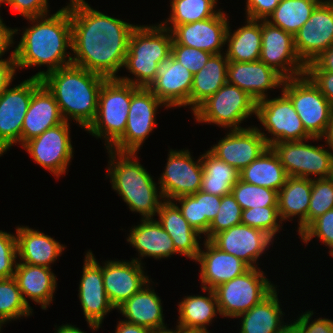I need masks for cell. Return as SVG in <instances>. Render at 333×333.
Masks as SVG:
<instances>
[{"mask_svg":"<svg viewBox=\"0 0 333 333\" xmlns=\"http://www.w3.org/2000/svg\"><path fill=\"white\" fill-rule=\"evenodd\" d=\"M72 65L110 78L124 66L131 32L137 25L107 16L85 0H70Z\"/></svg>","mask_w":333,"mask_h":333,"instance_id":"obj_1","label":"cell"},{"mask_svg":"<svg viewBox=\"0 0 333 333\" xmlns=\"http://www.w3.org/2000/svg\"><path fill=\"white\" fill-rule=\"evenodd\" d=\"M27 18L33 26L25 28L22 38L15 50L16 67L27 68L31 66L47 65V71H40L34 75L42 78L59 68L72 64V56L66 52L72 47V24L70 8L65 6L55 14ZM47 17V18H46ZM40 19V20H39ZM38 20V21H37ZM36 22V24H34Z\"/></svg>","mask_w":333,"mask_h":333,"instance_id":"obj_2","label":"cell"},{"mask_svg":"<svg viewBox=\"0 0 333 333\" xmlns=\"http://www.w3.org/2000/svg\"><path fill=\"white\" fill-rule=\"evenodd\" d=\"M106 79L72 64L46 73L41 78L54 95L63 119L68 122L72 118L84 129L96 117L99 93Z\"/></svg>","mask_w":333,"mask_h":333,"instance_id":"obj_3","label":"cell"},{"mask_svg":"<svg viewBox=\"0 0 333 333\" xmlns=\"http://www.w3.org/2000/svg\"><path fill=\"white\" fill-rule=\"evenodd\" d=\"M107 150L111 158L107 171L112 188L122 197L131 211L138 212L143 219L153 218L160 209L164 197L161 191H158L151 175L138 162L137 153Z\"/></svg>","mask_w":333,"mask_h":333,"instance_id":"obj_4","label":"cell"},{"mask_svg":"<svg viewBox=\"0 0 333 333\" xmlns=\"http://www.w3.org/2000/svg\"><path fill=\"white\" fill-rule=\"evenodd\" d=\"M172 43L171 31L161 24L137 25L131 32L123 66L136 78L118 79L137 87L148 88L156 79L160 66L170 58Z\"/></svg>","mask_w":333,"mask_h":333,"instance_id":"obj_5","label":"cell"},{"mask_svg":"<svg viewBox=\"0 0 333 333\" xmlns=\"http://www.w3.org/2000/svg\"><path fill=\"white\" fill-rule=\"evenodd\" d=\"M139 88L118 78L106 79L101 86L96 117L86 130L96 138H105L106 149L123 136L131 96Z\"/></svg>","mask_w":333,"mask_h":333,"instance_id":"obj_6","label":"cell"},{"mask_svg":"<svg viewBox=\"0 0 333 333\" xmlns=\"http://www.w3.org/2000/svg\"><path fill=\"white\" fill-rule=\"evenodd\" d=\"M274 289V285L264 276V272L254 267L213 290L220 315L236 318L261 302Z\"/></svg>","mask_w":333,"mask_h":333,"instance_id":"obj_7","label":"cell"},{"mask_svg":"<svg viewBox=\"0 0 333 333\" xmlns=\"http://www.w3.org/2000/svg\"><path fill=\"white\" fill-rule=\"evenodd\" d=\"M256 103L247 92L226 82L192 113L198 122L239 130L244 129L239 126L243 120L256 114Z\"/></svg>","mask_w":333,"mask_h":333,"instance_id":"obj_8","label":"cell"},{"mask_svg":"<svg viewBox=\"0 0 333 333\" xmlns=\"http://www.w3.org/2000/svg\"><path fill=\"white\" fill-rule=\"evenodd\" d=\"M282 92L290 99L305 130L321 137L333 116V105L306 75L285 79Z\"/></svg>","mask_w":333,"mask_h":333,"instance_id":"obj_9","label":"cell"},{"mask_svg":"<svg viewBox=\"0 0 333 333\" xmlns=\"http://www.w3.org/2000/svg\"><path fill=\"white\" fill-rule=\"evenodd\" d=\"M267 99H261L256 103L255 115L273 137L268 138L261 132L269 147L273 143L286 141L321 140L320 137H312L305 130L292 102L283 92L277 98Z\"/></svg>","mask_w":333,"mask_h":333,"instance_id":"obj_10","label":"cell"},{"mask_svg":"<svg viewBox=\"0 0 333 333\" xmlns=\"http://www.w3.org/2000/svg\"><path fill=\"white\" fill-rule=\"evenodd\" d=\"M277 154L286 174L291 177H333V152L323 146H313L301 141L273 143L270 146Z\"/></svg>","mask_w":333,"mask_h":333,"instance_id":"obj_11","label":"cell"},{"mask_svg":"<svg viewBox=\"0 0 333 333\" xmlns=\"http://www.w3.org/2000/svg\"><path fill=\"white\" fill-rule=\"evenodd\" d=\"M41 84L40 78L32 76L14 88L7 87L0 95V156L21 142L24 117L33 92Z\"/></svg>","mask_w":333,"mask_h":333,"instance_id":"obj_12","label":"cell"},{"mask_svg":"<svg viewBox=\"0 0 333 333\" xmlns=\"http://www.w3.org/2000/svg\"><path fill=\"white\" fill-rule=\"evenodd\" d=\"M161 105L165 106L148 88L140 87L131 96L124 134L110 149L136 153L153 131L156 111Z\"/></svg>","mask_w":333,"mask_h":333,"instance_id":"obj_13","label":"cell"},{"mask_svg":"<svg viewBox=\"0 0 333 333\" xmlns=\"http://www.w3.org/2000/svg\"><path fill=\"white\" fill-rule=\"evenodd\" d=\"M69 126V122L64 121L22 145L37 164L57 178L66 172L73 157Z\"/></svg>","mask_w":333,"mask_h":333,"instance_id":"obj_14","label":"cell"},{"mask_svg":"<svg viewBox=\"0 0 333 333\" xmlns=\"http://www.w3.org/2000/svg\"><path fill=\"white\" fill-rule=\"evenodd\" d=\"M260 61L274 69L284 79L305 74L306 65L298 57L294 36L262 20Z\"/></svg>","mask_w":333,"mask_h":333,"instance_id":"obj_15","label":"cell"},{"mask_svg":"<svg viewBox=\"0 0 333 333\" xmlns=\"http://www.w3.org/2000/svg\"><path fill=\"white\" fill-rule=\"evenodd\" d=\"M333 45V0L321 1L294 35V47L307 65Z\"/></svg>","mask_w":333,"mask_h":333,"instance_id":"obj_16","label":"cell"},{"mask_svg":"<svg viewBox=\"0 0 333 333\" xmlns=\"http://www.w3.org/2000/svg\"><path fill=\"white\" fill-rule=\"evenodd\" d=\"M165 171L159 178L164 200L173 201L184 195L197 193L201 189V157L194 162L189 150H170Z\"/></svg>","mask_w":333,"mask_h":333,"instance_id":"obj_17","label":"cell"},{"mask_svg":"<svg viewBox=\"0 0 333 333\" xmlns=\"http://www.w3.org/2000/svg\"><path fill=\"white\" fill-rule=\"evenodd\" d=\"M85 256L78 295L89 327L97 330L104 316L115 308L105 293L102 266L96 261L91 251H88Z\"/></svg>","mask_w":333,"mask_h":333,"instance_id":"obj_18","label":"cell"},{"mask_svg":"<svg viewBox=\"0 0 333 333\" xmlns=\"http://www.w3.org/2000/svg\"><path fill=\"white\" fill-rule=\"evenodd\" d=\"M269 145L257 127L231 130L209 150L239 172L258 158Z\"/></svg>","mask_w":333,"mask_h":333,"instance_id":"obj_19","label":"cell"},{"mask_svg":"<svg viewBox=\"0 0 333 333\" xmlns=\"http://www.w3.org/2000/svg\"><path fill=\"white\" fill-rule=\"evenodd\" d=\"M219 12L211 18L176 26L172 31L173 43L210 52L221 53L226 44L229 27L227 15Z\"/></svg>","mask_w":333,"mask_h":333,"instance_id":"obj_20","label":"cell"},{"mask_svg":"<svg viewBox=\"0 0 333 333\" xmlns=\"http://www.w3.org/2000/svg\"><path fill=\"white\" fill-rule=\"evenodd\" d=\"M272 239L260 229L238 224L218 232L210 241L220 250L240 258L254 268L258 258L266 248H269Z\"/></svg>","mask_w":333,"mask_h":333,"instance_id":"obj_21","label":"cell"},{"mask_svg":"<svg viewBox=\"0 0 333 333\" xmlns=\"http://www.w3.org/2000/svg\"><path fill=\"white\" fill-rule=\"evenodd\" d=\"M106 261L102 267L105 293L110 303L117 309L126 300L136 294L146 283H150L144 275L141 260Z\"/></svg>","mask_w":333,"mask_h":333,"instance_id":"obj_22","label":"cell"},{"mask_svg":"<svg viewBox=\"0 0 333 333\" xmlns=\"http://www.w3.org/2000/svg\"><path fill=\"white\" fill-rule=\"evenodd\" d=\"M194 74L172 56L159 68L156 79L148 89L166 106H190Z\"/></svg>","mask_w":333,"mask_h":333,"instance_id":"obj_23","label":"cell"},{"mask_svg":"<svg viewBox=\"0 0 333 333\" xmlns=\"http://www.w3.org/2000/svg\"><path fill=\"white\" fill-rule=\"evenodd\" d=\"M284 78L264 62L229 61L227 82L247 92L255 101L267 98L265 91L283 85Z\"/></svg>","mask_w":333,"mask_h":333,"instance_id":"obj_24","label":"cell"},{"mask_svg":"<svg viewBox=\"0 0 333 333\" xmlns=\"http://www.w3.org/2000/svg\"><path fill=\"white\" fill-rule=\"evenodd\" d=\"M204 240L206 252L200 250L195 261L200 263L202 288L213 290L218 285L244 274L251 268L240 258L217 248L210 240L206 238Z\"/></svg>","mask_w":333,"mask_h":333,"instance_id":"obj_25","label":"cell"},{"mask_svg":"<svg viewBox=\"0 0 333 333\" xmlns=\"http://www.w3.org/2000/svg\"><path fill=\"white\" fill-rule=\"evenodd\" d=\"M64 121L54 95L42 83L32 94L22 125L20 144L23 145Z\"/></svg>","mask_w":333,"mask_h":333,"instance_id":"obj_26","label":"cell"},{"mask_svg":"<svg viewBox=\"0 0 333 333\" xmlns=\"http://www.w3.org/2000/svg\"><path fill=\"white\" fill-rule=\"evenodd\" d=\"M157 214L158 222L173 240L176 253L196 261L201 250L197 237L201 239V234L183 217L174 201L163 200Z\"/></svg>","mask_w":333,"mask_h":333,"instance_id":"obj_27","label":"cell"},{"mask_svg":"<svg viewBox=\"0 0 333 333\" xmlns=\"http://www.w3.org/2000/svg\"><path fill=\"white\" fill-rule=\"evenodd\" d=\"M17 256L20 263L51 268L65 246L52 237L29 227L16 228Z\"/></svg>","mask_w":333,"mask_h":333,"instance_id":"obj_28","label":"cell"},{"mask_svg":"<svg viewBox=\"0 0 333 333\" xmlns=\"http://www.w3.org/2000/svg\"><path fill=\"white\" fill-rule=\"evenodd\" d=\"M161 305L160 297L146 283L145 287L143 286L130 299L120 305L117 310L126 317L124 321L156 332L167 329V326L163 323L164 317Z\"/></svg>","mask_w":333,"mask_h":333,"instance_id":"obj_29","label":"cell"},{"mask_svg":"<svg viewBox=\"0 0 333 333\" xmlns=\"http://www.w3.org/2000/svg\"><path fill=\"white\" fill-rule=\"evenodd\" d=\"M14 277L28 305L26 296L37 304H41L42 309H47L54 298L53 293L57 286V278L51 268L19 262L16 265Z\"/></svg>","mask_w":333,"mask_h":333,"instance_id":"obj_30","label":"cell"},{"mask_svg":"<svg viewBox=\"0 0 333 333\" xmlns=\"http://www.w3.org/2000/svg\"><path fill=\"white\" fill-rule=\"evenodd\" d=\"M127 242L135 247L139 255L155 259L167 258L176 253L173 240L158 220L147 218L130 230Z\"/></svg>","mask_w":333,"mask_h":333,"instance_id":"obj_31","label":"cell"},{"mask_svg":"<svg viewBox=\"0 0 333 333\" xmlns=\"http://www.w3.org/2000/svg\"><path fill=\"white\" fill-rule=\"evenodd\" d=\"M223 54H212L205 66L194 74L190 92L193 112L227 82L228 59Z\"/></svg>","mask_w":333,"mask_h":333,"instance_id":"obj_32","label":"cell"},{"mask_svg":"<svg viewBox=\"0 0 333 333\" xmlns=\"http://www.w3.org/2000/svg\"><path fill=\"white\" fill-rule=\"evenodd\" d=\"M287 177L284 167L271 147L239 172L240 180L275 191H279L285 185Z\"/></svg>","mask_w":333,"mask_h":333,"instance_id":"obj_33","label":"cell"},{"mask_svg":"<svg viewBox=\"0 0 333 333\" xmlns=\"http://www.w3.org/2000/svg\"><path fill=\"white\" fill-rule=\"evenodd\" d=\"M276 288L257 305L242 313L240 333H278L285 325L282 322Z\"/></svg>","mask_w":333,"mask_h":333,"instance_id":"obj_34","label":"cell"},{"mask_svg":"<svg viewBox=\"0 0 333 333\" xmlns=\"http://www.w3.org/2000/svg\"><path fill=\"white\" fill-rule=\"evenodd\" d=\"M247 19V24L231 34L230 26L226 34L228 61L255 62L260 59L262 20Z\"/></svg>","mask_w":333,"mask_h":333,"instance_id":"obj_35","label":"cell"},{"mask_svg":"<svg viewBox=\"0 0 333 333\" xmlns=\"http://www.w3.org/2000/svg\"><path fill=\"white\" fill-rule=\"evenodd\" d=\"M312 191V178L288 176L278 191V212L281 221L299 216V226L307 219Z\"/></svg>","mask_w":333,"mask_h":333,"instance_id":"obj_36","label":"cell"},{"mask_svg":"<svg viewBox=\"0 0 333 333\" xmlns=\"http://www.w3.org/2000/svg\"><path fill=\"white\" fill-rule=\"evenodd\" d=\"M202 290L208 291V297L189 295L178 305L180 316L177 328L207 330L205 325L212 322L216 313L220 315L214 290L204 288Z\"/></svg>","mask_w":333,"mask_h":333,"instance_id":"obj_37","label":"cell"},{"mask_svg":"<svg viewBox=\"0 0 333 333\" xmlns=\"http://www.w3.org/2000/svg\"><path fill=\"white\" fill-rule=\"evenodd\" d=\"M201 164L203 176L200 190L219 197L230 194L239 181V171L209 150L201 156Z\"/></svg>","mask_w":333,"mask_h":333,"instance_id":"obj_38","label":"cell"},{"mask_svg":"<svg viewBox=\"0 0 333 333\" xmlns=\"http://www.w3.org/2000/svg\"><path fill=\"white\" fill-rule=\"evenodd\" d=\"M322 0H283L274 9L267 20L276 26L292 34L293 36L308 21L315 7Z\"/></svg>","mask_w":333,"mask_h":333,"instance_id":"obj_39","label":"cell"},{"mask_svg":"<svg viewBox=\"0 0 333 333\" xmlns=\"http://www.w3.org/2000/svg\"><path fill=\"white\" fill-rule=\"evenodd\" d=\"M217 1L218 0H171L170 6L172 11L169 16L170 18L161 23V25L172 31L178 25L214 17L219 12V10H214ZM168 24H171V27H168Z\"/></svg>","mask_w":333,"mask_h":333,"instance_id":"obj_40","label":"cell"},{"mask_svg":"<svg viewBox=\"0 0 333 333\" xmlns=\"http://www.w3.org/2000/svg\"><path fill=\"white\" fill-rule=\"evenodd\" d=\"M32 309L22 296L15 277L0 279V325L7 321L30 316Z\"/></svg>","mask_w":333,"mask_h":333,"instance_id":"obj_41","label":"cell"},{"mask_svg":"<svg viewBox=\"0 0 333 333\" xmlns=\"http://www.w3.org/2000/svg\"><path fill=\"white\" fill-rule=\"evenodd\" d=\"M231 193L242 210L278 206V191L249 184L240 179L233 186Z\"/></svg>","mask_w":333,"mask_h":333,"instance_id":"obj_42","label":"cell"},{"mask_svg":"<svg viewBox=\"0 0 333 333\" xmlns=\"http://www.w3.org/2000/svg\"><path fill=\"white\" fill-rule=\"evenodd\" d=\"M333 209V177L312 178L307 219L298 227L300 234L313 220Z\"/></svg>","mask_w":333,"mask_h":333,"instance_id":"obj_43","label":"cell"},{"mask_svg":"<svg viewBox=\"0 0 333 333\" xmlns=\"http://www.w3.org/2000/svg\"><path fill=\"white\" fill-rule=\"evenodd\" d=\"M278 220L280 221L278 222ZM241 224L260 229L274 238L275 234L280 230V224H282L278 206L255 207L242 210Z\"/></svg>","mask_w":333,"mask_h":333,"instance_id":"obj_44","label":"cell"},{"mask_svg":"<svg viewBox=\"0 0 333 333\" xmlns=\"http://www.w3.org/2000/svg\"><path fill=\"white\" fill-rule=\"evenodd\" d=\"M241 216L242 208L232 193L222 196L218 213L209 225L208 240L218 232L241 224Z\"/></svg>","mask_w":333,"mask_h":333,"instance_id":"obj_45","label":"cell"},{"mask_svg":"<svg viewBox=\"0 0 333 333\" xmlns=\"http://www.w3.org/2000/svg\"><path fill=\"white\" fill-rule=\"evenodd\" d=\"M299 235L306 244L313 237H318L333 256V209L313 220Z\"/></svg>","mask_w":333,"mask_h":333,"instance_id":"obj_46","label":"cell"},{"mask_svg":"<svg viewBox=\"0 0 333 333\" xmlns=\"http://www.w3.org/2000/svg\"><path fill=\"white\" fill-rule=\"evenodd\" d=\"M211 55L210 52L180 44H172L171 48V56L193 74L205 66Z\"/></svg>","mask_w":333,"mask_h":333,"instance_id":"obj_47","label":"cell"},{"mask_svg":"<svg viewBox=\"0 0 333 333\" xmlns=\"http://www.w3.org/2000/svg\"><path fill=\"white\" fill-rule=\"evenodd\" d=\"M16 259V235L0 230V279L14 276L17 265Z\"/></svg>","mask_w":333,"mask_h":333,"instance_id":"obj_48","label":"cell"},{"mask_svg":"<svg viewBox=\"0 0 333 333\" xmlns=\"http://www.w3.org/2000/svg\"><path fill=\"white\" fill-rule=\"evenodd\" d=\"M174 200L181 204L180 207L177 204L175 205L188 223L200 234L206 236V218H201L200 190L197 193L180 196Z\"/></svg>","mask_w":333,"mask_h":333,"instance_id":"obj_49","label":"cell"},{"mask_svg":"<svg viewBox=\"0 0 333 333\" xmlns=\"http://www.w3.org/2000/svg\"><path fill=\"white\" fill-rule=\"evenodd\" d=\"M6 4L26 19L48 13V0H7Z\"/></svg>","mask_w":333,"mask_h":333,"instance_id":"obj_50","label":"cell"},{"mask_svg":"<svg viewBox=\"0 0 333 333\" xmlns=\"http://www.w3.org/2000/svg\"><path fill=\"white\" fill-rule=\"evenodd\" d=\"M312 315L313 311H307L294 321L300 333H333L332 320L319 317L309 323Z\"/></svg>","mask_w":333,"mask_h":333,"instance_id":"obj_51","label":"cell"},{"mask_svg":"<svg viewBox=\"0 0 333 333\" xmlns=\"http://www.w3.org/2000/svg\"><path fill=\"white\" fill-rule=\"evenodd\" d=\"M283 0H247L246 17L254 20H268L274 9Z\"/></svg>","mask_w":333,"mask_h":333,"instance_id":"obj_52","label":"cell"},{"mask_svg":"<svg viewBox=\"0 0 333 333\" xmlns=\"http://www.w3.org/2000/svg\"><path fill=\"white\" fill-rule=\"evenodd\" d=\"M221 204V197L205 193L200 190L201 218H206V238L208 240V229L212 220L216 217Z\"/></svg>","mask_w":333,"mask_h":333,"instance_id":"obj_53","label":"cell"},{"mask_svg":"<svg viewBox=\"0 0 333 333\" xmlns=\"http://www.w3.org/2000/svg\"><path fill=\"white\" fill-rule=\"evenodd\" d=\"M305 74L319 88L325 98L333 105V72L305 71Z\"/></svg>","mask_w":333,"mask_h":333,"instance_id":"obj_54","label":"cell"},{"mask_svg":"<svg viewBox=\"0 0 333 333\" xmlns=\"http://www.w3.org/2000/svg\"><path fill=\"white\" fill-rule=\"evenodd\" d=\"M8 59H0V95L10 86L16 73L15 50Z\"/></svg>","mask_w":333,"mask_h":333,"instance_id":"obj_55","label":"cell"},{"mask_svg":"<svg viewBox=\"0 0 333 333\" xmlns=\"http://www.w3.org/2000/svg\"><path fill=\"white\" fill-rule=\"evenodd\" d=\"M305 71L333 72V45L313 62L308 63Z\"/></svg>","mask_w":333,"mask_h":333,"instance_id":"obj_56","label":"cell"},{"mask_svg":"<svg viewBox=\"0 0 333 333\" xmlns=\"http://www.w3.org/2000/svg\"><path fill=\"white\" fill-rule=\"evenodd\" d=\"M2 20L0 18V58L9 49L8 47L14 43V34L19 31L18 29L8 28Z\"/></svg>","mask_w":333,"mask_h":333,"instance_id":"obj_57","label":"cell"},{"mask_svg":"<svg viewBox=\"0 0 333 333\" xmlns=\"http://www.w3.org/2000/svg\"><path fill=\"white\" fill-rule=\"evenodd\" d=\"M115 333H154L148 328L138 326L137 324H132L126 321H120L116 327Z\"/></svg>","mask_w":333,"mask_h":333,"instance_id":"obj_58","label":"cell"},{"mask_svg":"<svg viewBox=\"0 0 333 333\" xmlns=\"http://www.w3.org/2000/svg\"><path fill=\"white\" fill-rule=\"evenodd\" d=\"M320 138H325L329 148L333 151V116L331 121L328 123L324 134Z\"/></svg>","mask_w":333,"mask_h":333,"instance_id":"obj_59","label":"cell"},{"mask_svg":"<svg viewBox=\"0 0 333 333\" xmlns=\"http://www.w3.org/2000/svg\"><path fill=\"white\" fill-rule=\"evenodd\" d=\"M57 329L58 330L55 333H85L78 327L69 324L62 325L61 327L59 326Z\"/></svg>","mask_w":333,"mask_h":333,"instance_id":"obj_60","label":"cell"},{"mask_svg":"<svg viewBox=\"0 0 333 333\" xmlns=\"http://www.w3.org/2000/svg\"><path fill=\"white\" fill-rule=\"evenodd\" d=\"M278 333H300L298 326L293 322L286 324Z\"/></svg>","mask_w":333,"mask_h":333,"instance_id":"obj_61","label":"cell"},{"mask_svg":"<svg viewBox=\"0 0 333 333\" xmlns=\"http://www.w3.org/2000/svg\"><path fill=\"white\" fill-rule=\"evenodd\" d=\"M182 333H210L208 330H199V329H183Z\"/></svg>","mask_w":333,"mask_h":333,"instance_id":"obj_62","label":"cell"},{"mask_svg":"<svg viewBox=\"0 0 333 333\" xmlns=\"http://www.w3.org/2000/svg\"><path fill=\"white\" fill-rule=\"evenodd\" d=\"M154 333H182V328H177L176 327V330H167V329H164V330H159V331H156Z\"/></svg>","mask_w":333,"mask_h":333,"instance_id":"obj_63","label":"cell"},{"mask_svg":"<svg viewBox=\"0 0 333 333\" xmlns=\"http://www.w3.org/2000/svg\"><path fill=\"white\" fill-rule=\"evenodd\" d=\"M3 2L5 4L7 2V0H0V5H2Z\"/></svg>","mask_w":333,"mask_h":333,"instance_id":"obj_64","label":"cell"}]
</instances>
